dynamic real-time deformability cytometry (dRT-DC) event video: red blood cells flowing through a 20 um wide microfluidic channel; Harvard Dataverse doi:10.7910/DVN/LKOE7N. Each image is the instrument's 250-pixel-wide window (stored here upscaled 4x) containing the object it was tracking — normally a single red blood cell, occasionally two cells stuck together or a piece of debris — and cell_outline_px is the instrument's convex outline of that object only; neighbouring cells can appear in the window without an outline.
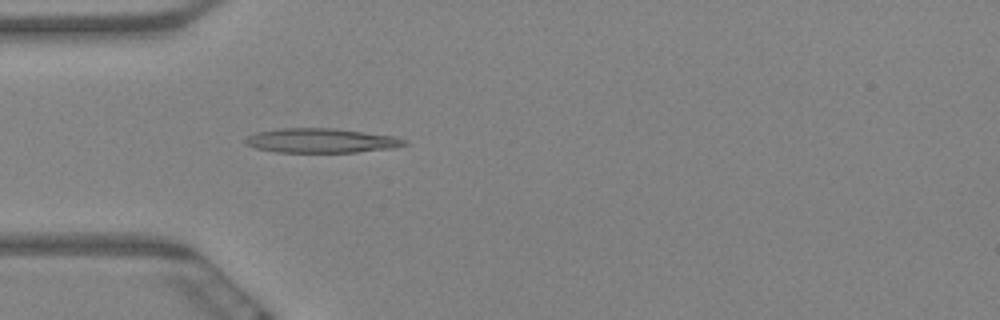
{"species": "Egyptian fruit bat (a non-hibernating species)", "species_latin": "Rousettus aegyptiacus", "temperature_condition": "warm", "stored_images_in_passage": 6, "camera_frame_rate_fps": 3000, "um_per_image_px": 0.085, "animal": {"sex": "female"}, "frame": {"image": 1, "passage_image": 6, "time_ms": 1.667, "image_size_px": [1000, 320], "cell_outline_px": [[408, 144], [392, 148], [356, 152], [276, 152], [256, 148], [244, 144], [244, 140], [248, 136], [256, 132], [280, 128], [332, 128], [392, 136], [404, 140]], "centroid_in_image_um": [27.23, 11.95], "position_along_channel_um": 57.8, "area_um2": 22.43}}